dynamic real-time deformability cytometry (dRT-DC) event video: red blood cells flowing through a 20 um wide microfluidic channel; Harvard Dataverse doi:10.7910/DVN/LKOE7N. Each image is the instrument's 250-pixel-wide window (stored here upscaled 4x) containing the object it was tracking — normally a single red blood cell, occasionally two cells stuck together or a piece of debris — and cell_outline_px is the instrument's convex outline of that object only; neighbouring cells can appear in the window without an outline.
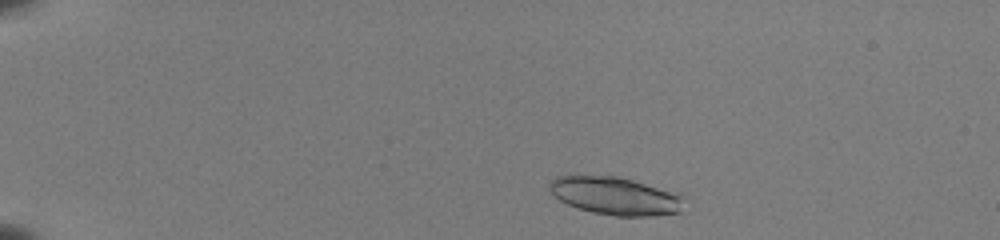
{"species": "common noctule bat (a hibernating species)", "species_latin": "Nyctalus noctula", "temperature_condition": "room temperature", "stored_images_in_passage": 13, "camera_frame_rate_fps": 3000, "um_per_image_px": 0.085, "animal": {"sex": "female", "body_mass_g": 22.0, "forearm_length_mm": 56.7}, "frame": {"image": 1, "passage_image": 3, "time_ms": 0.667, "image_size_px": [1000, 240], "cell_outline_px": [[688, 196], [680, 212], [652, 216], [616, 216], [592, 212], [568, 204], [552, 196], [548, 188], [548, 184], [556, 176], [616, 176], [680, 192]], "centroid_in_image_um": [52.38, 16.65], "position_along_channel_um": 32.6, "area_um2": 30.11}}